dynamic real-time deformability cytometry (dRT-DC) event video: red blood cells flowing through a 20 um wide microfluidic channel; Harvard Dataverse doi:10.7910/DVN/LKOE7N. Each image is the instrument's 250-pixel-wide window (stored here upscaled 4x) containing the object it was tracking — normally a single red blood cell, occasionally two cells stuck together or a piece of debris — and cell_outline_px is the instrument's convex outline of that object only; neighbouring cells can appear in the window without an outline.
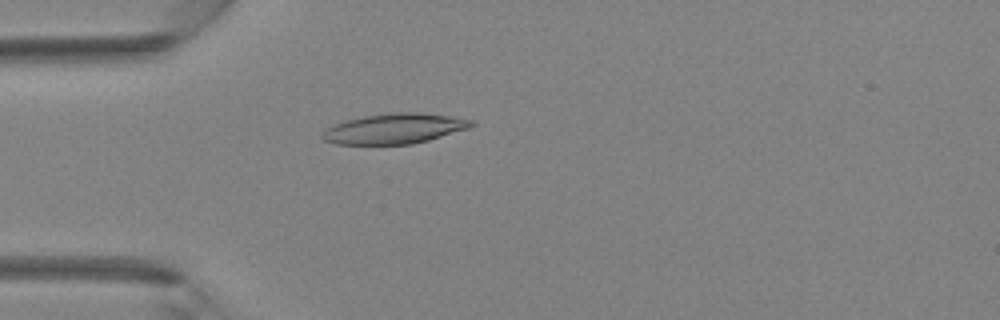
{"species": "Egyptian fruit bat (a non-hibernating species)", "species_latin": "Rousettus aegyptiacus", "temperature_condition": "room temperature", "stored_images_in_passage": 30, "camera_frame_rate_fps": 3000, "um_per_image_px": 0.085, "animal": {"sex": "female"}, "frame": {"image": 1, "passage_image": 1, "time_ms": 0.0, "image_size_px": [1000, 320], "cell_outline_px": [[476, 124], [468, 128], [428, 140], [412, 144], [336, 144], [324, 140], [320, 136], [332, 124], [344, 120], [364, 116], [392, 112], [420, 112], [452, 116], [472, 120]], "centroid_in_image_um": [33.52, 10.92], "position_along_channel_um": 51.5, "area_um2": 26.24}}
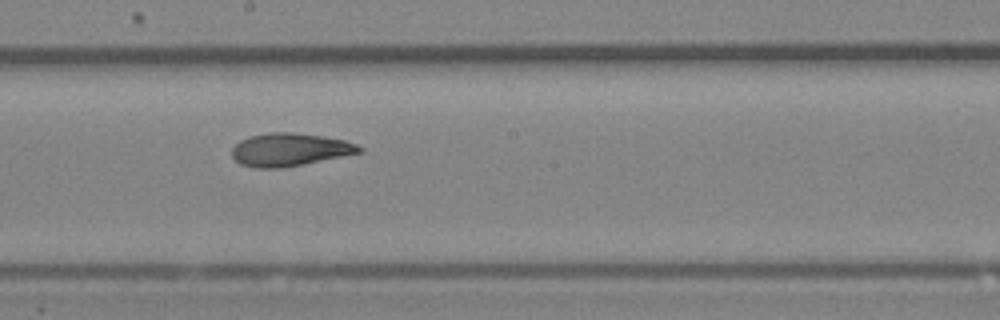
{"frame": {"image": 2, "passage_image": 12, "time_ms": 3.667, "image_size_px": [1000, 320], "cell_outline_px": [[364, 152], [284, 168], [256, 168], [240, 164], [232, 156], [232, 148], [240, 140], [252, 136], [268, 132], [288, 132], [320, 136], [344, 140], [356, 144], [364, 148]], "centroid_in_image_um": [24.64, 12.73], "position_along_channel_um": 223.6, "area_um2": 24.39}}
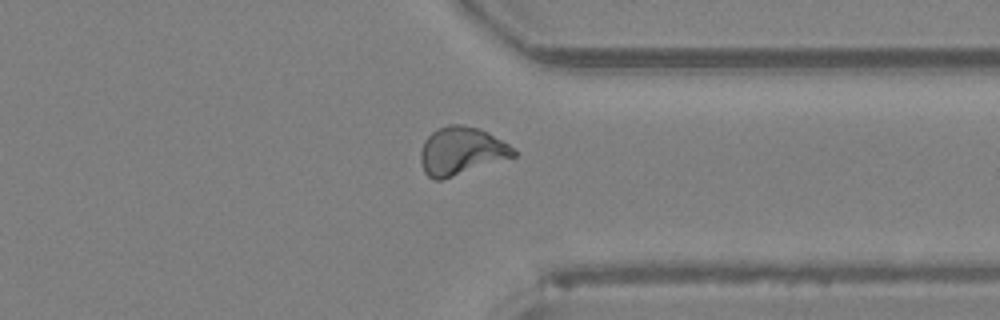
{"frame": {"image": 3, "passage_image": 21, "time_ms": 6.667, "image_size_px": [1000, 320], "cell_outline_px": [[516, 156], [440, 180], [432, 180], [424, 172], [420, 164], [420, 152], [424, 140], [432, 132], [448, 124], [460, 124], [476, 128], [488, 132], [508, 144], [516, 152]], "centroid_in_image_um": [39.17, 12.84], "position_along_channel_um": 372.2, "area_um2": 25.72}}